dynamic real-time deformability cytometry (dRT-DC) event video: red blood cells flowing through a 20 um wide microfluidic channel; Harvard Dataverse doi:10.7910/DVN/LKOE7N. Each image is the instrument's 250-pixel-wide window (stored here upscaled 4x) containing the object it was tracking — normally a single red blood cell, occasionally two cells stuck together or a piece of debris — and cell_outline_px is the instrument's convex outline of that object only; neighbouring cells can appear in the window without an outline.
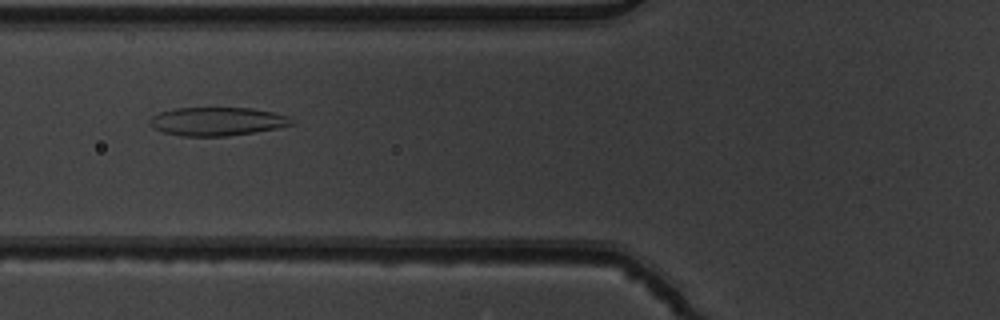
{"species": "common noctule bat (a hibernating species)", "species_latin": "Nyctalus noctula", "temperature_condition": "warm", "stored_images_in_passage": 4, "camera_frame_rate_fps": 3000, "um_per_image_px": 0.085, "animal": {"sex": "male", "body_mass_g": 19.5, "forearm_length_mm": 54.6}, "frame": {"image": 1, "passage_image": 2, "time_ms": 0.333, "image_size_px": [1000, 320], "cell_outline_px": [[296, 124], [276, 128], [228, 136], [180, 136], [164, 132], [152, 128], [148, 120], [152, 116], [160, 112], [176, 108], [252, 108], [272, 112], [288, 116], [296, 120]], "centroid_in_image_um": [18.47, 10.32], "position_along_channel_um": 107.3, "area_um2": 23.58}}
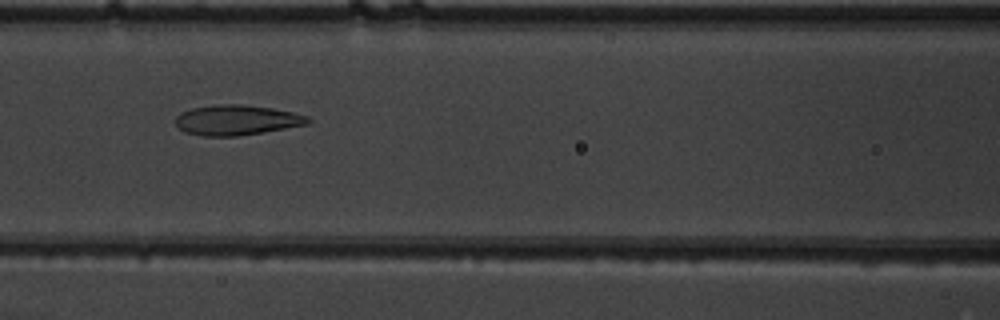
{"frame": {"image": 2, "passage_image": 3, "time_ms": 0.667, "image_size_px": [1000, 320], "cell_outline_px": [[312, 120], [308, 124], [236, 136], [200, 136], [184, 132], [176, 124], [176, 116], [180, 112], [192, 108], [216, 104], [240, 104], [272, 108], [292, 112], [308, 116]], "centroid_in_image_um": [20.09, 10.2], "position_along_channel_um": 146.5, "area_um2": 23.18}}
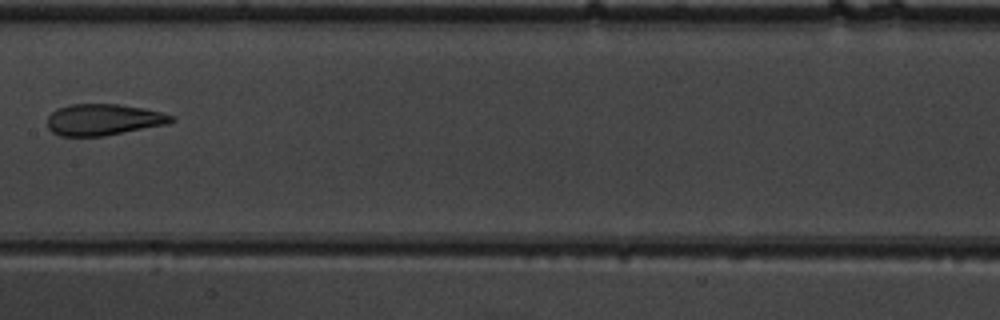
{"frame": {"image": 3, "passage_image": 4, "time_ms": 1.0, "image_size_px": [1000, 320], "cell_outline_px": [[176, 120], [168, 124], [104, 136], [60, 136], [52, 132], [48, 128], [48, 116], [56, 108], [68, 104], [120, 104], [144, 108], [176, 116]], "centroid_in_image_um": [8.81, 10.16], "position_along_channel_um": 198.6, "area_um2": 22.89}}